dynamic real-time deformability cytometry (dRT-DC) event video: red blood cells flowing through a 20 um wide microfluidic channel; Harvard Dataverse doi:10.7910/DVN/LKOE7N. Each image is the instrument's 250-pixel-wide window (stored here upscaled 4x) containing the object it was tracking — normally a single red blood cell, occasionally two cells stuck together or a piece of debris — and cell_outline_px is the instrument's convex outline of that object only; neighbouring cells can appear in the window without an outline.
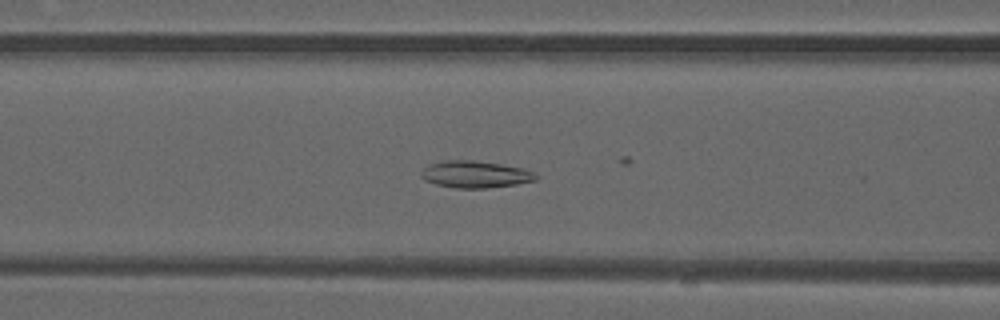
{"species": "common noctule bat (a hibernating species)", "species_latin": "Nyctalus noctula", "temperature_condition": "warm", "stored_images_in_passage": 29, "camera_frame_rate_fps": 3000, "um_per_image_px": 0.085, "animal": {"sex": "male", "forearm_length_mm": 52.5}, "frame": {"image": 1, "passage_image": 20, "time_ms": 6.333, "image_size_px": [1000, 320], "cell_outline_px": [[540, 176], [536, 180], [516, 184], [484, 188], [452, 188], [436, 184], [424, 180], [420, 176], [420, 172], [428, 164], [444, 160], [472, 160], [500, 164], [524, 168]], "centroid_in_image_um": [40.36, 14.82], "position_along_channel_um": 126.2, "area_um2": 18.09}}
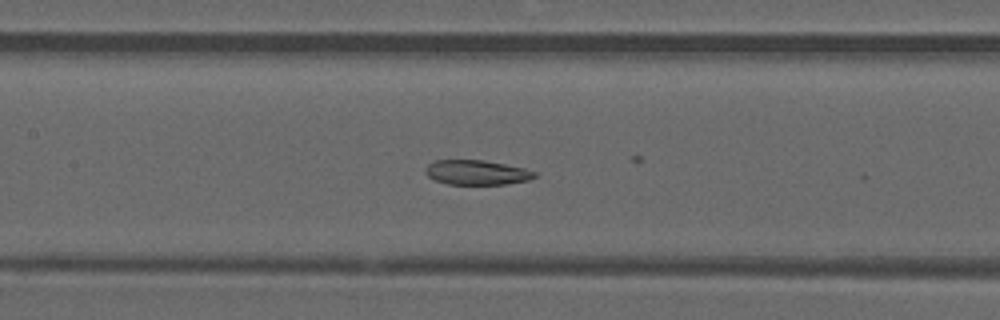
{"frame": {"image": 2, "passage_image": 23, "time_ms": 7.333, "image_size_px": [1000, 320], "cell_outline_px": [[536, 176], [528, 180], [508, 184], [448, 184], [436, 180], [428, 176], [424, 172], [424, 168], [428, 164], [436, 160], [484, 160], [524, 168], [536, 172]], "centroid_in_image_um": [40.5, 14.66], "position_along_channel_um": 166.9, "area_um2": 15.66}}
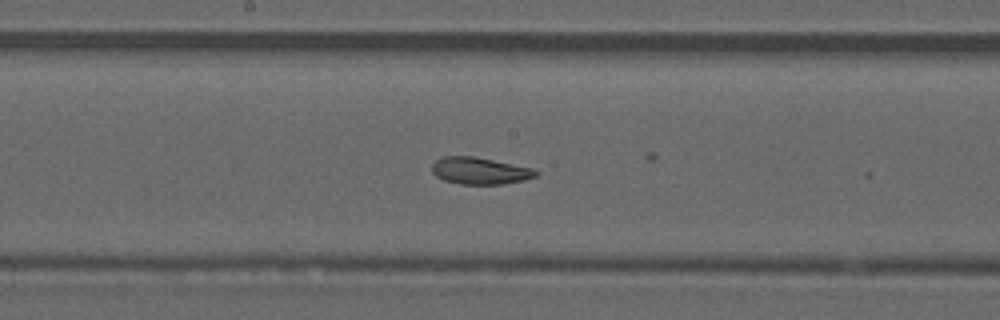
{"frame": {"image": 3, "passage_image": 26, "time_ms": 8.333, "image_size_px": [1000, 320], "cell_outline_px": [[540, 172], [536, 176], [524, 180], [504, 184], [460, 184], [444, 180], [436, 176], [432, 172], [432, 164], [436, 160], [444, 156], [472, 156], [532, 168]], "centroid_in_image_um": [40.78, 14.52], "position_along_channel_um": 207.4, "area_um2": 16.18}}